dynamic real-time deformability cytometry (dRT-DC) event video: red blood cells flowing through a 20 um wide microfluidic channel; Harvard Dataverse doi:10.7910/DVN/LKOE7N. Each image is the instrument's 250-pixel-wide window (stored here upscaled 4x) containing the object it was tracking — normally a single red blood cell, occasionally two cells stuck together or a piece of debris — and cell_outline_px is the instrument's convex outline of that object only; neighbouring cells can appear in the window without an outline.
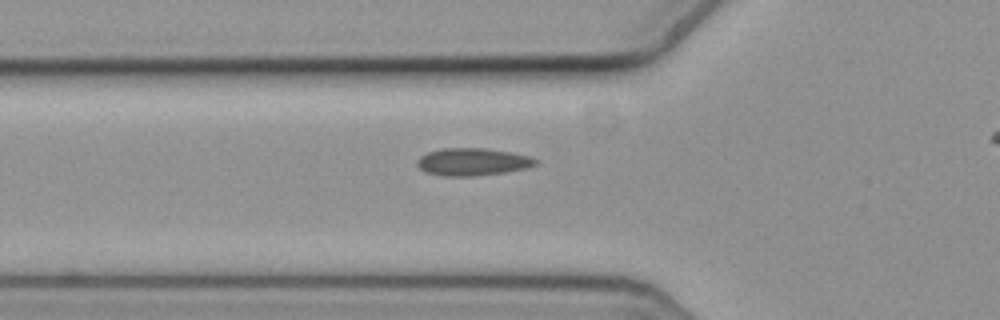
{"species": "common noctule bat (a hibernating species)", "species_latin": "Nyctalus noctula", "temperature_condition": "cold", "stored_images_in_passage": 30, "camera_frame_rate_fps": 3000, "um_per_image_px": 0.085, "animal": {"sex": "female", "body_mass_g": 19.3, "forearm_length_mm": 54.1}, "frame": {"image": 1, "passage_image": 2, "time_ms": 0.333, "image_size_px": [1000, 320], "cell_outline_px": [[540, 160], [536, 164], [528, 168], [504, 172], [476, 176], [444, 176], [424, 172], [416, 164], [416, 160], [420, 156], [428, 152], [440, 148], [484, 148], [512, 152], [532, 156]], "centroid_in_image_um": [40.18, 13.75], "position_along_channel_um": 85.6, "area_um2": 19.25}}
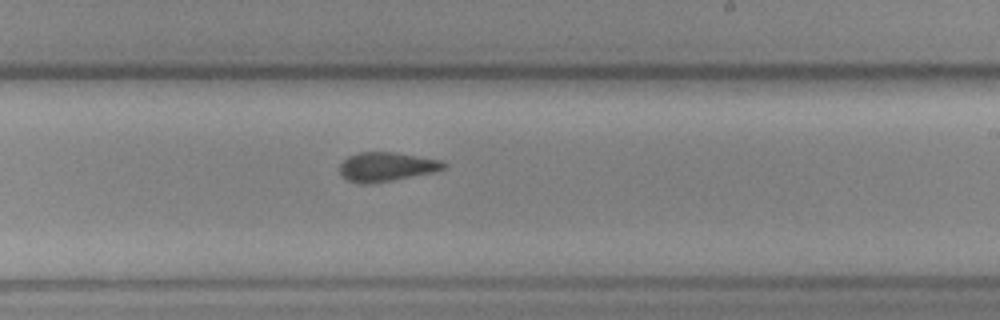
{"frame": {"image": 2, "passage_image": 16, "time_ms": 5.0, "image_size_px": [1000, 320], "cell_outline_px": [[448, 168], [432, 172], [372, 184], [360, 184], [348, 180], [340, 176], [340, 164], [348, 156], [360, 152], [396, 152], [440, 160], [448, 164]], "centroid_in_image_um": [32.84, 14.18], "position_along_channel_um": 256.2, "area_um2": 17.74}}
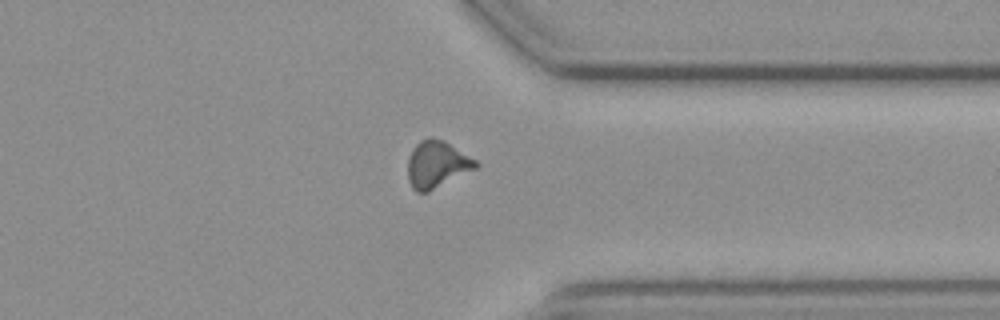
{"frame": {"image": 3, "passage_image": 26, "time_ms": 8.333, "image_size_px": [1000, 320], "cell_outline_px": [[480, 164], [476, 168], [428, 192], [416, 192], [412, 188], [408, 180], [408, 156], [412, 148], [420, 140], [432, 136], [444, 140], [476, 160]], "centroid_in_image_um": [37.11, 13.95], "position_along_channel_um": 374.3, "area_um2": 18.67}}